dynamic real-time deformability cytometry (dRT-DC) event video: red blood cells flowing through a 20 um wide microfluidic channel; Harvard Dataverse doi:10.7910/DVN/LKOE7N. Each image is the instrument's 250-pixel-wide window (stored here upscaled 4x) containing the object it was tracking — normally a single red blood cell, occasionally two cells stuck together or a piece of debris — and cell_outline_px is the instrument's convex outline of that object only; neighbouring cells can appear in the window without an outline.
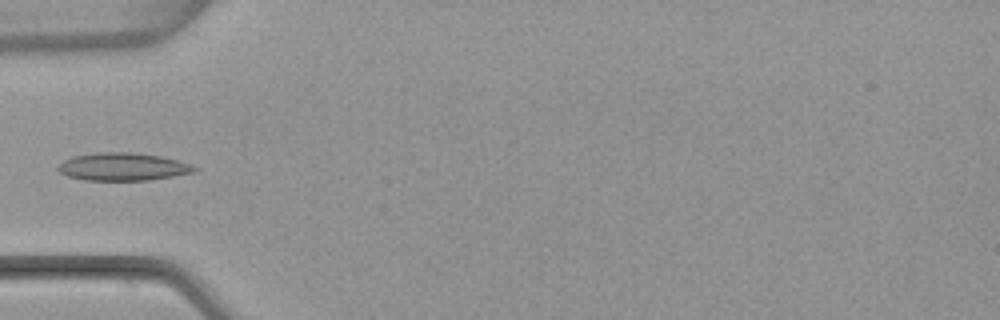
{"species": "common noctule bat (a hibernating species)", "species_latin": "Nyctalus noctula", "temperature_condition": "warm", "stored_images_in_passage": 2, "camera_frame_rate_fps": 3000, "um_per_image_px": 0.085, "animal": {"sex": "female", "body_mass_g": 22.7, "forearm_length_mm": 54.2}, "frame": {"image": 1, "passage_image": 2, "time_ms": 1.0, "image_size_px": [1000, 320], "cell_outline_px": [[200, 168], [192, 172], [172, 176], [148, 180], [84, 180], [68, 176], [60, 172], [56, 168], [64, 160], [72, 156], [96, 152], [132, 152], [160, 156], [192, 164]], "centroid_in_image_um": [10.43, 14.16], "position_along_channel_um": 74.6, "area_um2": 22.02}}